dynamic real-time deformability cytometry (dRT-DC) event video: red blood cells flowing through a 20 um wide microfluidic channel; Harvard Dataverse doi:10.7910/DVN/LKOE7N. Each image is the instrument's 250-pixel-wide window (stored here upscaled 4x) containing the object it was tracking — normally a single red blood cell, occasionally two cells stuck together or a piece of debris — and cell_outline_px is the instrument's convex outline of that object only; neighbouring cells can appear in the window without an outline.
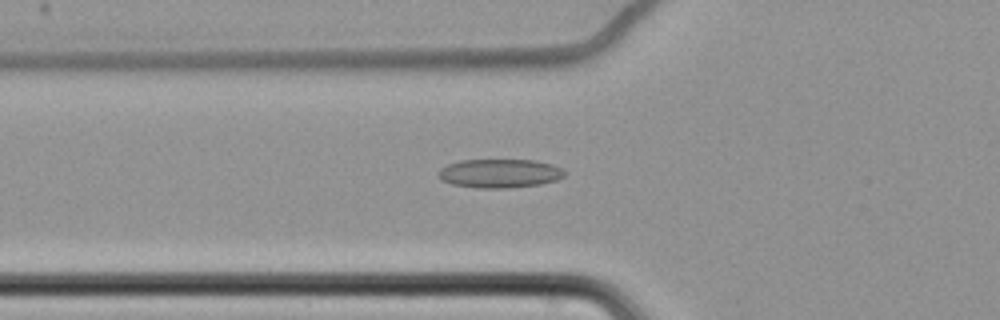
{"species": "common noctule bat (a hibernating species)", "species_latin": "Nyctalus noctula", "temperature_condition": "cold", "stored_images_in_passage": 64, "camera_frame_rate_fps": 3000, "um_per_image_px": 0.085, "animal": {"sex": "female", "body_mass_g": 22.7, "forearm_length_mm": 54.2}, "frame": {"image": 1, "passage_image": 26, "time_ms": 8.333, "image_size_px": [1000, 320], "cell_outline_px": [[568, 172], [564, 176], [556, 180], [540, 184], [508, 188], [480, 188], [452, 184], [440, 180], [436, 176], [440, 168], [448, 164], [460, 160], [536, 160], [552, 164], [564, 168]], "centroid_in_image_um": [42.48, 14.73], "position_along_channel_um": 83.3, "area_um2": 21.44}}
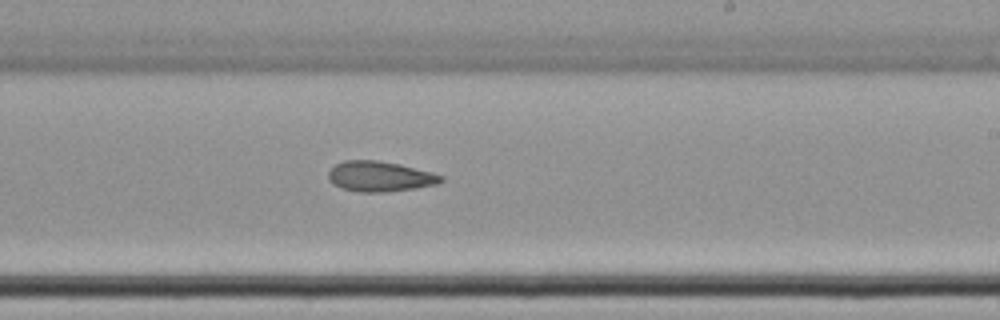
{"frame": {"image": 2, "passage_image": 41, "time_ms": 13.333, "image_size_px": [1000, 320], "cell_outline_px": [[444, 180], [436, 184], [416, 188], [384, 192], [360, 192], [340, 188], [332, 184], [328, 180], [328, 172], [336, 164], [344, 160], [380, 160], [400, 164], [432, 172], [444, 176]], "centroid_in_image_um": [32.28, 14.99], "position_along_channel_um": 256.7, "area_um2": 20.06}}
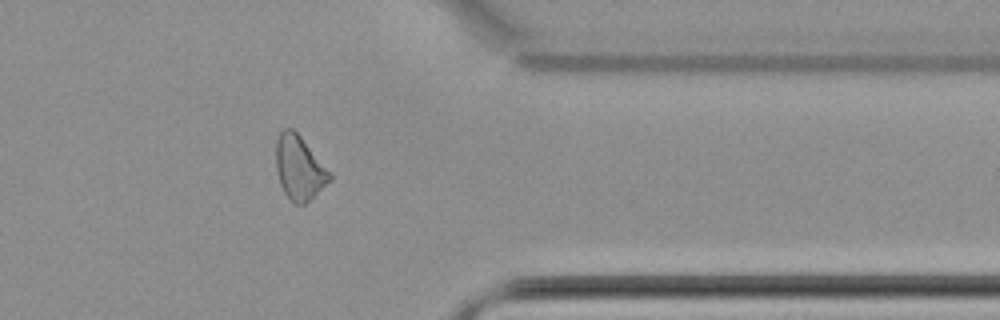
{"frame": {"image": 3, "passage_image": 53, "time_ms": 17.333, "image_size_px": [1000, 320], "cell_outline_px": [[332, 180], [304, 204], [296, 204], [284, 192], [280, 184], [276, 168], [276, 140], [280, 132], [284, 128], [292, 128], [300, 136], [332, 172]], "centroid_in_image_um": [25.45, 14.25], "position_along_channel_um": 385.9, "area_um2": 20.0}}